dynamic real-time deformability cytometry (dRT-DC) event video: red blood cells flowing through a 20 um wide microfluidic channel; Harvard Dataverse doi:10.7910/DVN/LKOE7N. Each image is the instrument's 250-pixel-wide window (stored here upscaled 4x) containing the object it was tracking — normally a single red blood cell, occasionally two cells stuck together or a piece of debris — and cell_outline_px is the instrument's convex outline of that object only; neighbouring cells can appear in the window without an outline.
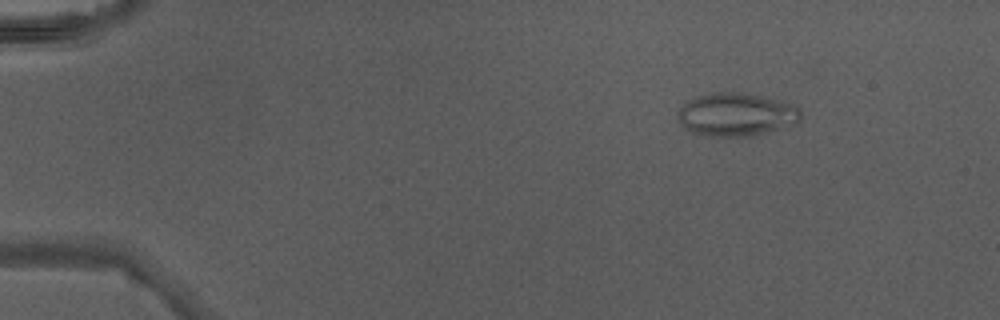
{"species": "Egyptian fruit bat (a non-hibernating species)", "species_latin": "Rousettus aegyptiacus", "temperature_condition": "warm", "stored_images_in_passage": 47, "camera_frame_rate_fps": 3000, "um_per_image_px": 0.085, "animal": {"sex": "male"}, "frame": {"image": 1, "passage_image": 7, "time_ms": 2.0, "image_size_px": [1000, 320], "cell_outline_px": [[800, 120], [796, 124], [788, 128], [752, 136], [708, 136], [692, 132], [684, 128], [676, 116], [680, 108], [692, 96], [712, 92], [740, 92], [764, 96], [780, 100], [792, 104], [800, 108]], "centroid_in_image_um": [62.6, 9.73], "position_along_channel_um": 22.4, "area_um2": 31.56}}
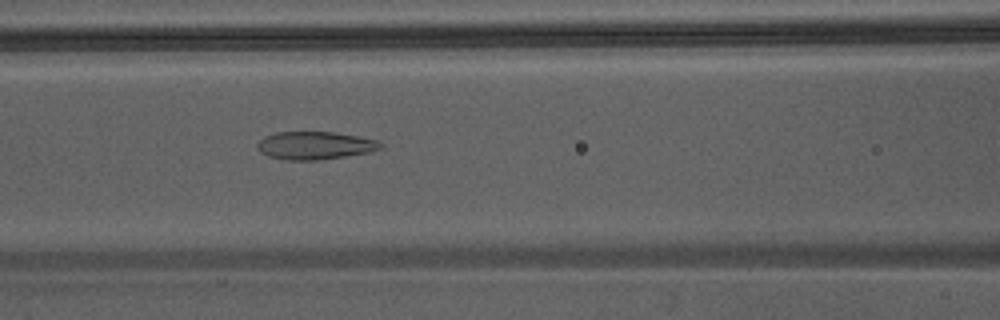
{"frame": {"image": 2, "passage_image": 22, "time_ms": 7.0, "image_size_px": [1000, 320], "cell_outline_px": [[384, 144], [380, 148], [368, 152], [344, 156], [316, 160], [284, 160], [268, 156], [260, 152], [256, 148], [256, 144], [264, 136], [276, 132], [332, 132], [356, 136], [376, 140]], "centroid_in_image_um": [26.7, 12.36], "position_along_channel_um": 139.9, "area_um2": 19.88}}
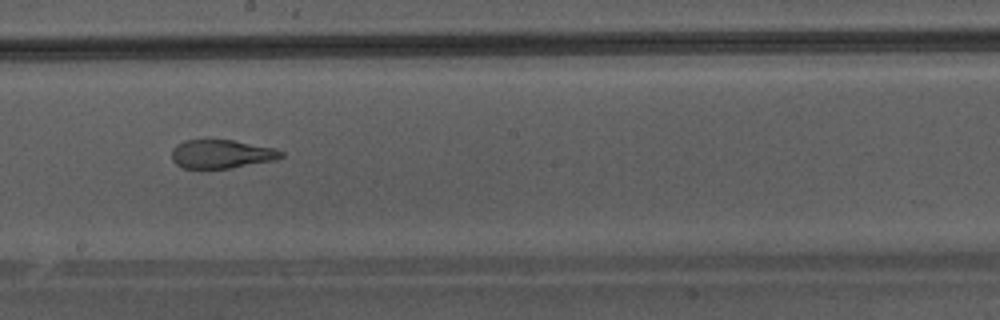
{"frame": {"image": 3, "passage_image": 28, "time_ms": 9.0, "image_size_px": [1000, 320], "cell_outline_px": [[284, 156], [276, 160], [228, 168], [184, 168], [176, 164], [172, 160], [172, 148], [184, 140], [232, 140], [272, 148], [284, 152]], "centroid_in_image_um": [18.81, 13.09], "position_along_channel_um": 229.4, "area_um2": 18.03}}